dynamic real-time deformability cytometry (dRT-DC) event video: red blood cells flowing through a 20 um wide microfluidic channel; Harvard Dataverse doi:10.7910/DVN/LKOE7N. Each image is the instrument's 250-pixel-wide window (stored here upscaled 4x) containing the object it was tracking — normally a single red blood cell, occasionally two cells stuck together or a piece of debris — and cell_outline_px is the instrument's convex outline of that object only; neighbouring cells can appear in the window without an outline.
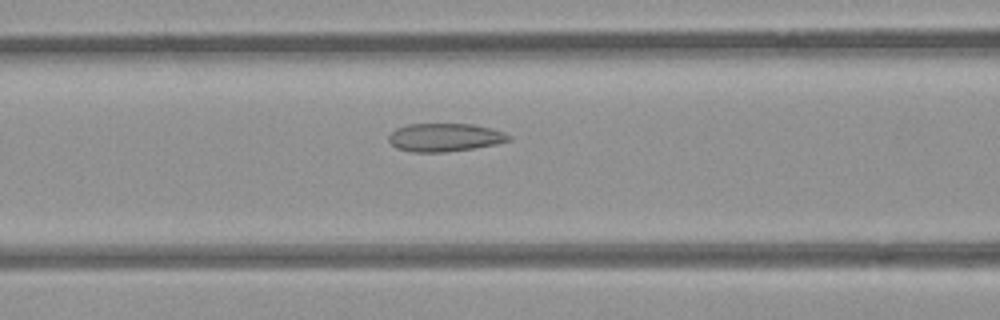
{"species": "common noctule bat (a hibernating species)", "species_latin": "Nyctalus noctula", "temperature_condition": "room temperature", "stored_images_in_passage": 37, "camera_frame_rate_fps": 3000, "um_per_image_px": 0.085, "animal": {"sex": "female", "body_mass_g": 21.9}, "frame": {"image": 1, "passage_image": 6, "time_ms": 1.667, "image_size_px": [1000, 320], "cell_outline_px": [[512, 140], [496, 144], [472, 148], [444, 152], [412, 152], [396, 148], [388, 140], [388, 136], [396, 128], [408, 124], [472, 124], [492, 128], [504, 132], [512, 136]], "centroid_in_image_um": [37.82, 11.67], "position_along_channel_um": 128.8, "area_um2": 19.77}}
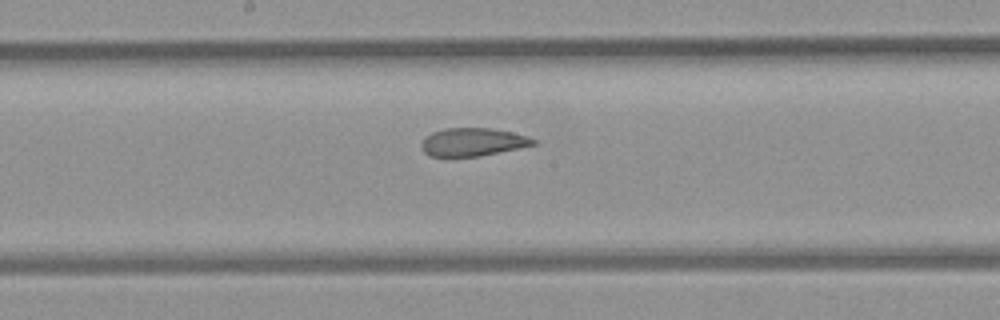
{"frame": {"image": 2, "passage_image": 12, "time_ms": 3.667, "image_size_px": [1000, 320], "cell_outline_px": [[536, 144], [520, 148], [480, 156], [428, 156], [420, 148], [420, 144], [424, 136], [432, 132], [444, 128], [492, 128], [512, 132], [528, 136], [536, 140]], "centroid_in_image_um": [40.15, 12.07], "position_along_channel_um": 208.0, "area_um2": 18.5}}
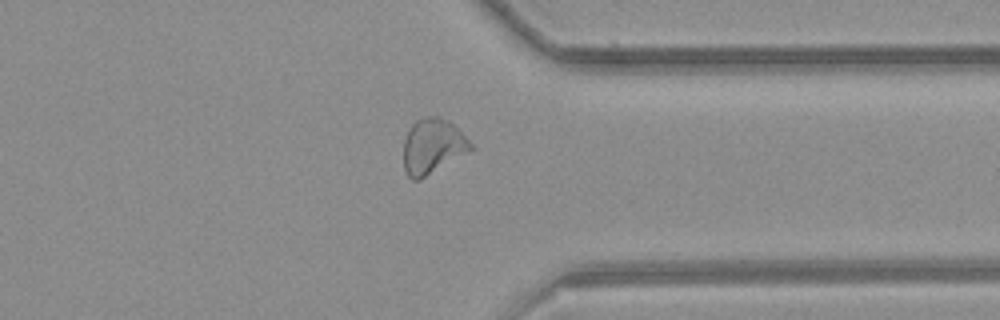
{"frame": {"image": 3, "passage_image": 25, "time_ms": 8.0, "image_size_px": [1000, 320], "cell_outline_px": [[472, 148], [420, 180], [412, 180], [408, 176], [404, 168], [404, 140], [412, 124], [416, 120], [428, 116], [440, 116], [448, 120], [472, 144]], "centroid_in_image_um": [36.72, 12.42], "position_along_channel_um": 374.7, "area_um2": 20.98}, "authors_computed_cell_mechanics": {"area_um2": 20.1144, "velocity_mm_per_s": 3.947, "shape_relaxation_time_tau1_ms": null, "shape_relaxation_time_tau2_ms": 1.8833, "deformation_change_tau1": null, "deformation_change_tau2": 0.0924}}